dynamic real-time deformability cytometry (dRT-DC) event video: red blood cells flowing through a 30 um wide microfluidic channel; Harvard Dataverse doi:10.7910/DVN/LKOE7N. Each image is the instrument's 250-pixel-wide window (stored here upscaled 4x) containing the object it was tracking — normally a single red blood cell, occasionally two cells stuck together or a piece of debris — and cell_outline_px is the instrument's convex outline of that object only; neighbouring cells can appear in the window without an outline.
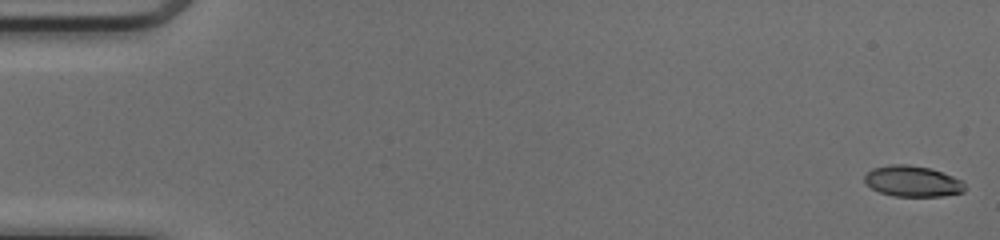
{"species": "common noctule bat (a hibernating species)", "species_latin": "Nyctalus noctula", "temperature_condition": "cold", "stored_images_in_passage": 50, "camera_frame_rate_fps": 3000, "um_per_image_px": 0.085, "animal": {"sex": "female", "body_mass_g": 17.0, "forearm_length_mm": 48.0}, "frame": {"image": 1, "passage_image": 1, "time_ms": 0.0, "image_size_px": [1000, 240], "cell_outline_px": [[968, 188], [964, 192], [940, 196], [892, 196], [880, 192], [872, 188], [864, 180], [864, 176], [872, 168], [888, 164], [908, 164], [928, 168], [952, 176], [960, 180]], "centroid_in_image_um": [77.56, 15.4], "position_along_channel_um": 7.4, "area_um2": 17.98}}
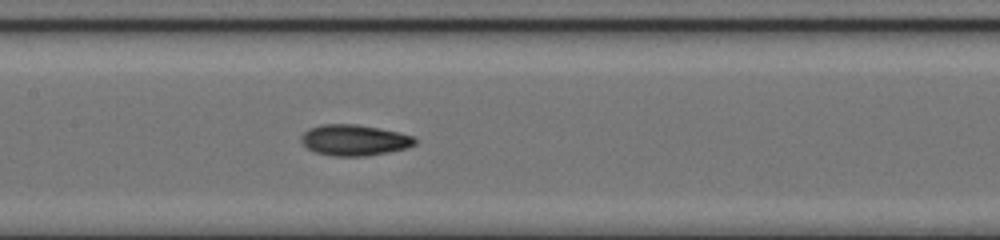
{"frame": {"image": 2, "passage_image": 25, "time_ms": 8.0, "image_size_px": [1000, 240], "cell_outline_px": [[416, 144], [408, 148], [368, 156], [332, 156], [316, 152], [308, 148], [300, 140], [300, 136], [308, 128], [320, 124], [356, 124], [380, 128], [400, 132], [416, 136]], "centroid_in_image_um": [30.14, 11.9], "position_along_channel_um": 177.3, "area_um2": 20.81}}
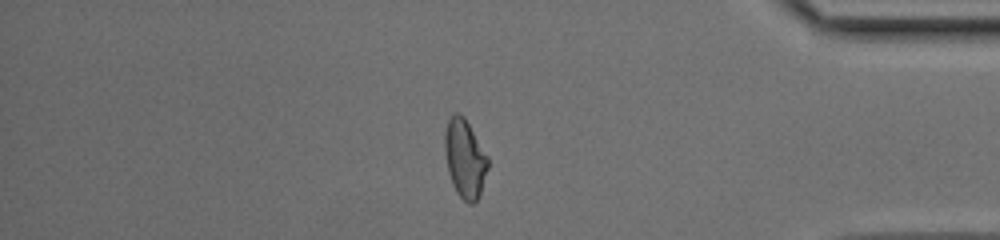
{"frame": {"image": 3, "passage_image": 43, "time_ms": 14.0, "image_size_px": [1000, 240], "cell_outline_px": [[488, 168], [480, 196], [472, 204], [468, 204], [456, 192], [452, 184], [448, 172], [444, 152], [444, 132], [448, 120], [456, 112], [464, 116], [488, 156]], "centroid_in_image_um": [39.51, 13.49], "position_along_channel_um": 395.7, "area_um2": 19.88}, "authors_computed_cell_mechanics": {"area_um2": 19.5653, "velocity_mm_per_s": 4.1462, "shape_relaxation_time_tau1_ms": 3.763, "shape_relaxation_time_tau2_ms": 2.4078, "deformation_change_tau1": 0.1797, "deformation_change_tau2": 0.0906}}